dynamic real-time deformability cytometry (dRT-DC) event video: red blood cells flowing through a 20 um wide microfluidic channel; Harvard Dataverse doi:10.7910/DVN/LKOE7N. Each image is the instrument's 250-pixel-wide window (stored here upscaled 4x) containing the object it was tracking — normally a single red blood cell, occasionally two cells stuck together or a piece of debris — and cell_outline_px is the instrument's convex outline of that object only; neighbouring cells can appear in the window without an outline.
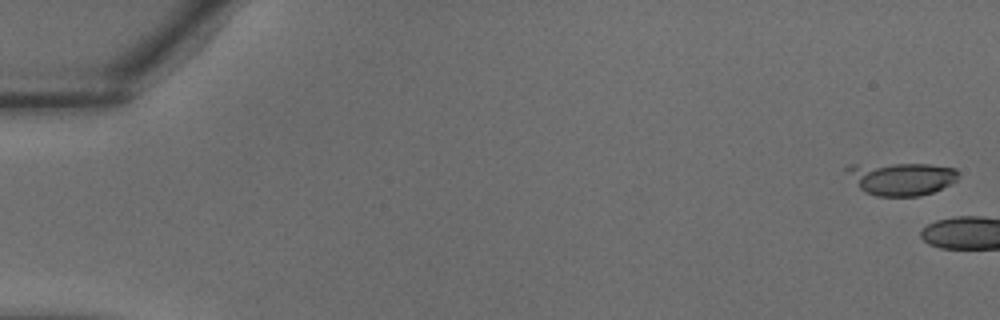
{"species": "common noctule bat (a hibernating species)", "species_latin": "Nyctalus noctula", "temperature_condition": "warm", "stored_images_in_passage": 3, "camera_frame_rate_fps": 3000, "um_per_image_px": 0.085, "animal": {"sex": "male", "body_mass_g": 18.8}, "frame": {"image": 1, "passage_image": 1, "time_ms": 0.0, "image_size_px": [1000, 320], "cell_outline_px": [[956, 180], [932, 192], [920, 196], [876, 196], [864, 192], [860, 188], [844, 168], [848, 164], [928, 164], [956, 168]], "centroid_in_image_um": [76.56, 15.17], "position_along_channel_um": 8.4, "area_um2": 21.1}}